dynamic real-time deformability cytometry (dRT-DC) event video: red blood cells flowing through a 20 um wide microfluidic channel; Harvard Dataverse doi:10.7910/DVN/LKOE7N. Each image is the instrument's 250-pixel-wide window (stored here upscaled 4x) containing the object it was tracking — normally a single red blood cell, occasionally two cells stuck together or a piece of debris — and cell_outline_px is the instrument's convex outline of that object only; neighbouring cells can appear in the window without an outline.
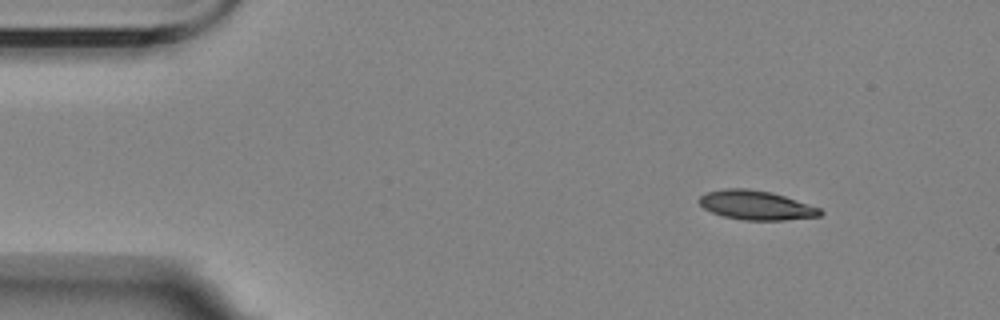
{"species": "Egyptian fruit bat (a non-hibernating species)", "species_latin": "Rousettus aegyptiacus", "temperature_condition": "room temperature", "stored_images_in_passage": 3, "camera_frame_rate_fps": 3000, "um_per_image_px": 0.085, "animal": {"sex": "female"}, "frame": {"image": 1, "passage_image": 1, "time_ms": 0.0, "image_size_px": [1000, 320], "cell_outline_px": [[824, 212], [820, 216], [784, 220], [744, 220], [724, 216], [712, 212], [704, 208], [700, 204], [700, 196], [704, 192], [724, 188], [748, 188], [772, 192], [820, 208]], "centroid_in_image_um": [64.26, 17.43], "position_along_channel_um": 20.7, "area_um2": 20.58}}